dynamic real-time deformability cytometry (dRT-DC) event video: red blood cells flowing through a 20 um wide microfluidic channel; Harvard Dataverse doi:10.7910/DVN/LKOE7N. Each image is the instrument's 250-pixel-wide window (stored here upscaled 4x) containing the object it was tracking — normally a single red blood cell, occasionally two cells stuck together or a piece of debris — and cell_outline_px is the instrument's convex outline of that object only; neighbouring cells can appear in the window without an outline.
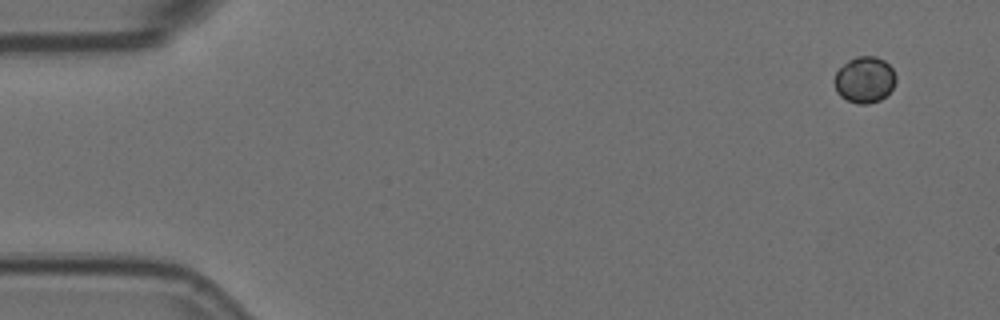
{"species": "Egyptian fruit bat (a non-hibernating species)", "species_latin": "Rousettus aegyptiacus", "temperature_condition": "room temperature", "stored_images_in_passage": 5, "segment_of_instrument_passage": [2, 2], "camera_frame_rate_fps": 3000, "um_per_image_px": 0.085, "animal": {"sex": "female"}, "frame": {"image": 1, "passage_image": 5, "time_ms": 1.333, "image_size_px": [1000, 320], "cell_outline_px": [[896, 80], [892, 88], [880, 100], [868, 104], [856, 104], [840, 96], [836, 92], [832, 80], [836, 72], [848, 60], [856, 56], [876, 56], [884, 60], [892, 68], [896, 76]], "centroid_in_image_um": [73.46, 6.77], "position_along_channel_um": 11.5, "area_um2": 16.7}}